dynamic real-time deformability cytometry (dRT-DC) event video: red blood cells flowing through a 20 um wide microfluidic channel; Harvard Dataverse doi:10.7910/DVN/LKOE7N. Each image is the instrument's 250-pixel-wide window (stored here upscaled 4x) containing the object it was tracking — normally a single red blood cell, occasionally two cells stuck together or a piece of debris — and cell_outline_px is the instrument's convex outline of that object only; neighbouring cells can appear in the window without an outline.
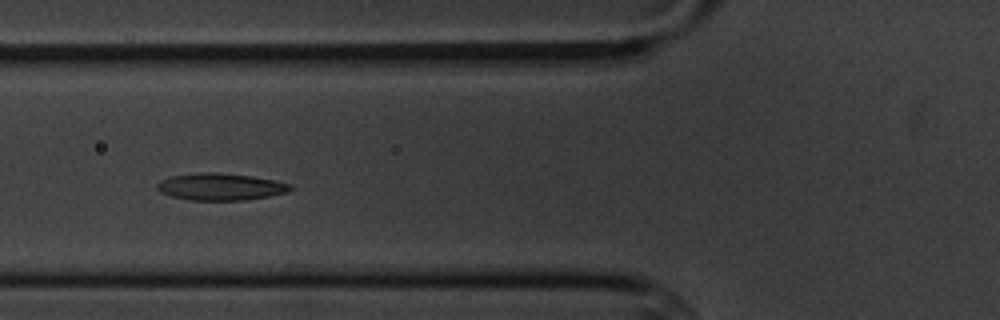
{"species": "common noctule bat (a hibernating species)", "species_latin": "Nyctalus noctula", "temperature_condition": "cold", "stored_images_in_passage": 8, "camera_frame_rate_fps": 3000, "um_per_image_px": 0.085, "animal": {"sex": "male", "body_mass_g": 20.1, "forearm_length_mm": 53.5}, "frame": {"image": 1, "passage_image": 5, "time_ms": 5.667, "image_size_px": [1000, 320], "cell_outline_px": [[292, 188], [288, 192], [268, 196], [244, 200], [188, 200], [172, 196], [160, 192], [156, 188], [156, 184], [160, 180], [172, 176], [204, 172], [216, 172], [252, 176], [292, 184]], "centroid_in_image_um": [18.73, 15.87], "position_along_channel_um": 107.1, "area_um2": 20.87}}
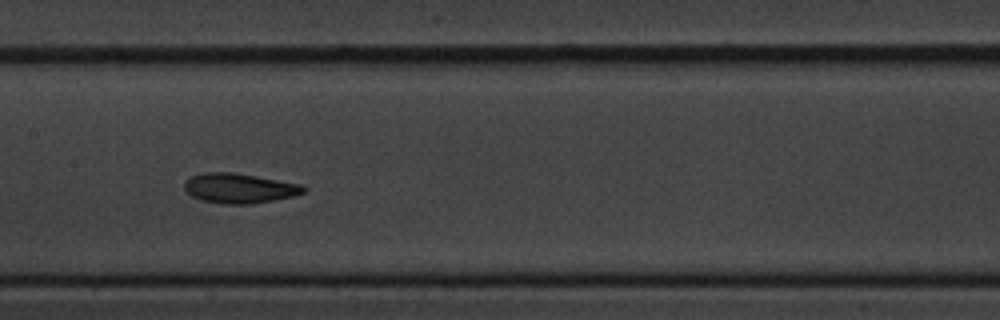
{"frame": {"image": 2, "passage_image": 7, "time_ms": 8.0, "image_size_px": [1000, 320], "cell_outline_px": [[308, 188], [304, 192], [292, 196], [252, 204], [220, 204], [200, 200], [192, 196], [184, 188], [184, 180], [192, 176], [204, 172], [232, 172], [304, 184]], "centroid_in_image_um": [20.34, 16.0], "position_along_channel_um": 187.1, "area_um2": 20.87}}
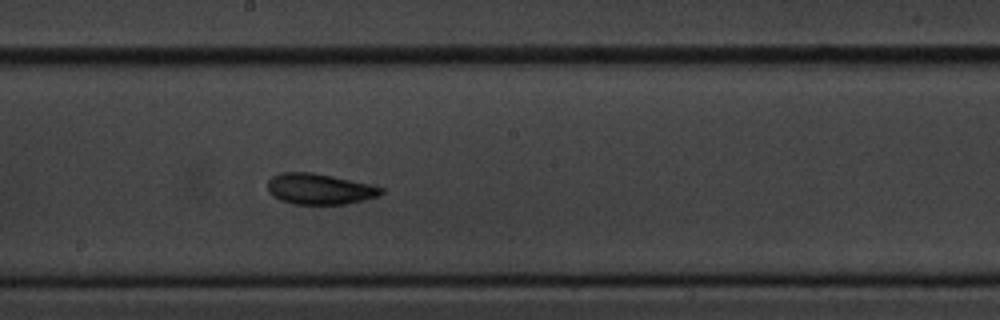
{"frame": {"image": 3, "passage_image": 8, "time_ms": 9.0, "image_size_px": [1000, 320], "cell_outline_px": [[384, 192], [380, 196], [364, 200], [344, 204], [292, 204], [280, 200], [272, 196], [268, 192], [268, 180], [272, 176], [280, 172], [312, 172], [332, 176], [368, 184], [384, 188]], "centroid_in_image_um": [27.13, 16.06], "position_along_channel_um": 221.1, "area_um2": 20.46}}